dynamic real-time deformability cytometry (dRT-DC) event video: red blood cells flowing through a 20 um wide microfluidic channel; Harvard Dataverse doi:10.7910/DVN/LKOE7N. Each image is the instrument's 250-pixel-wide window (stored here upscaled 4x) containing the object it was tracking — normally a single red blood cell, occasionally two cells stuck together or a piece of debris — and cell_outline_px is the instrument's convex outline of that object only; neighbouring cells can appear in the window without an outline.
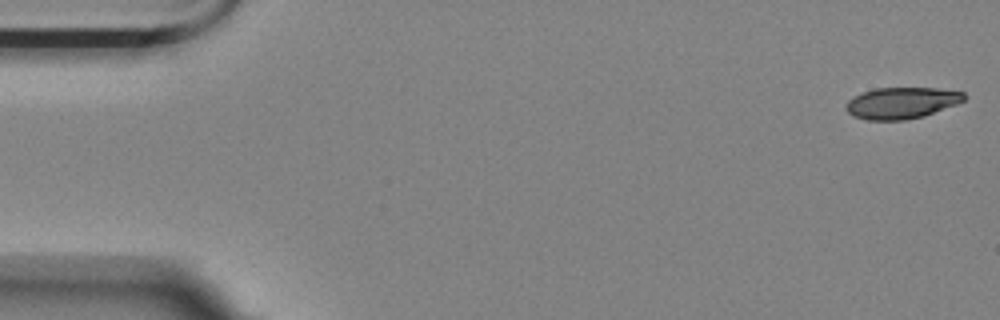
{"species": "Egyptian fruit bat (a non-hibernating species)", "species_latin": "Rousettus aegyptiacus", "temperature_condition": "room temperature", "stored_images_in_passage": 56, "camera_frame_rate_fps": 3000, "um_per_image_px": 0.085, "animal": {"sex": "female"}, "frame": {"image": 1, "passage_image": 1, "time_ms": 0.0, "image_size_px": [1000, 320], "cell_outline_px": [[968, 96], [964, 100], [956, 104], [924, 116], [904, 120], [868, 120], [852, 116], [844, 108], [844, 104], [848, 100], [864, 92], [876, 88], [936, 88], [964, 92]], "centroid_in_image_um": [76.63, 8.75], "position_along_channel_um": 8.4, "area_um2": 21.62}}
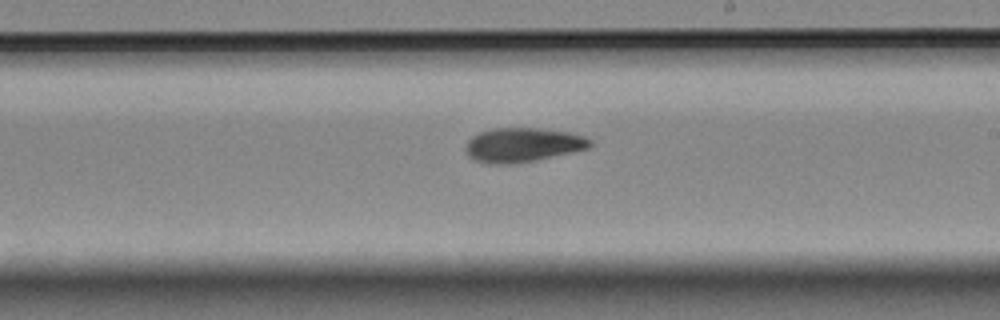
{"frame": {"image": 2, "passage_image": 32, "time_ms": 10.333, "image_size_px": [1000, 320], "cell_outline_px": [[592, 144], [588, 148], [536, 160], [512, 164], [484, 164], [472, 160], [468, 156], [464, 148], [468, 140], [472, 136], [480, 132], [492, 128], [536, 128], [568, 132], [584, 136], [592, 140]], "centroid_in_image_um": [44.37, 12.33], "position_along_channel_um": 244.6, "area_um2": 24.97}}
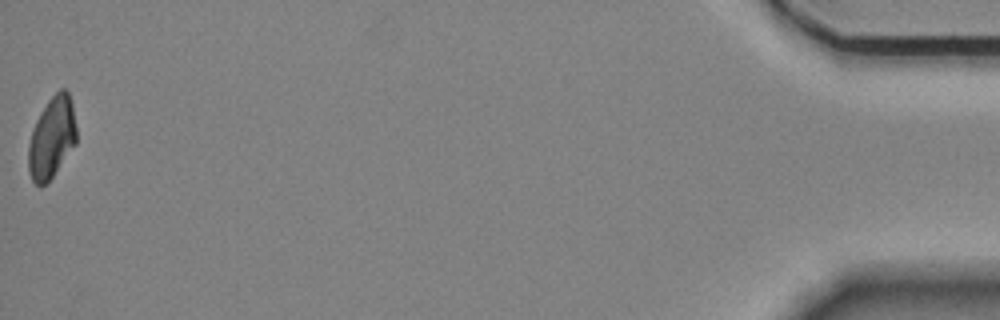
{"frame": {"image": 3, "passage_image": 56, "time_ms": 18.333, "image_size_px": [1000, 320], "cell_outline_px": [[76, 144], [52, 176], [44, 184], [36, 184], [32, 180], [28, 172], [28, 144], [32, 128], [40, 112], [48, 100], [60, 88], [64, 88], [68, 92], [72, 104], [76, 128]], "centroid_in_image_um": [4.39, 11.68], "position_along_channel_um": 430.8, "area_um2": 22.66}, "authors_computed_cell_mechanics": {"area_um2": 23.9292, "velocity_mm_per_s": 3.5292, "shape_relaxation_time_tau1_ms": 10.3171, "shape_relaxation_time_tau2_ms": 6.0941, "deformation_change_tau1": 0.2234, "deformation_change_tau2": 0.1171}}